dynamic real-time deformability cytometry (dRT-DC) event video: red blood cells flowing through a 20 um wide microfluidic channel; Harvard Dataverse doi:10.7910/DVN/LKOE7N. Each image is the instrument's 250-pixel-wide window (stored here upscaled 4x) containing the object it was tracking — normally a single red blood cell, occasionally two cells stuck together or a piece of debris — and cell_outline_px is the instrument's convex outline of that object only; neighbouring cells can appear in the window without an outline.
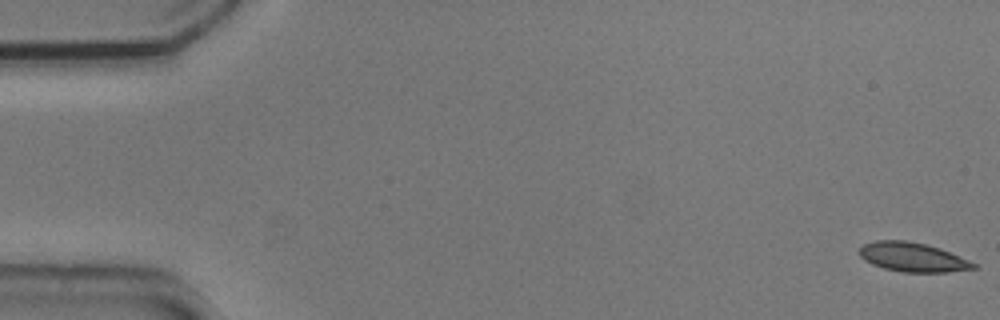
{"species": "common noctule bat (a hibernating species)", "species_latin": "Nyctalus noctula", "temperature_condition": "cold", "stored_images_in_passage": 7, "camera_frame_rate_fps": 3000, "um_per_image_px": 0.085, "animal": {"sex": "male", "body_mass_g": 20.5, "forearm_length_mm": 52.5}, "frame": {"image": 1, "passage_image": 1, "time_ms": 0.0, "image_size_px": [1000, 320], "cell_outline_px": [[980, 268], [948, 272], [900, 272], [884, 268], [872, 264], [864, 260], [860, 256], [860, 248], [864, 244], [876, 240], [908, 240], [940, 248], [968, 260], [976, 264]], "centroid_in_image_um": [77.58, 21.86], "position_along_channel_um": 7.4, "area_um2": 19.42}}